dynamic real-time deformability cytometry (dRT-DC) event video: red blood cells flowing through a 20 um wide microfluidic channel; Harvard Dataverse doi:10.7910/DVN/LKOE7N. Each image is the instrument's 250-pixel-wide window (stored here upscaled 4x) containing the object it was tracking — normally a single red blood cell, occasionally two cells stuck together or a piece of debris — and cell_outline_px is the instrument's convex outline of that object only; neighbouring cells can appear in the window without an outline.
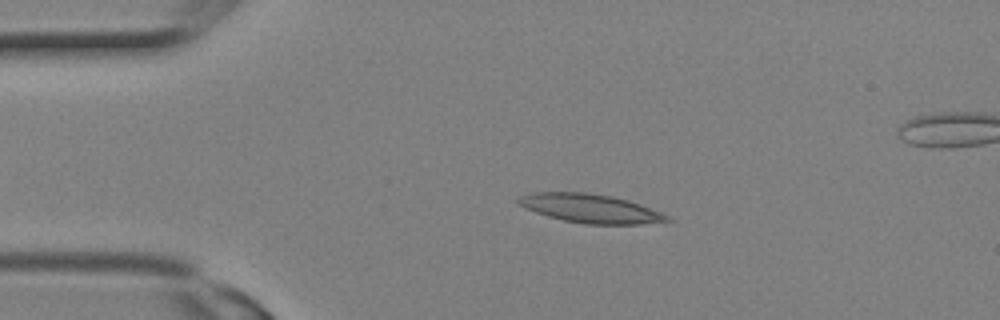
{"species": "Egyptian fruit bat (a non-hibernating species)", "species_latin": "Rousettus aegyptiacus", "temperature_condition": "room temperature", "stored_images_in_passage": 2, "camera_frame_rate_fps": 3000, "um_per_image_px": 0.085, "animal": {"sex": "female"}, "frame": {"image": 1, "passage_image": 1, "time_ms": 0.0, "image_size_px": [1000, 320], "cell_outline_px": [[672, 220], [640, 224], [584, 224], [564, 220], [548, 216], [524, 208], [516, 204], [516, 200], [520, 196], [532, 192], [588, 192], [612, 196], [628, 200], [640, 204], [660, 212], [668, 216]], "centroid_in_image_um": [50.13, 17.71], "position_along_channel_um": 34.9, "area_um2": 24.91}}